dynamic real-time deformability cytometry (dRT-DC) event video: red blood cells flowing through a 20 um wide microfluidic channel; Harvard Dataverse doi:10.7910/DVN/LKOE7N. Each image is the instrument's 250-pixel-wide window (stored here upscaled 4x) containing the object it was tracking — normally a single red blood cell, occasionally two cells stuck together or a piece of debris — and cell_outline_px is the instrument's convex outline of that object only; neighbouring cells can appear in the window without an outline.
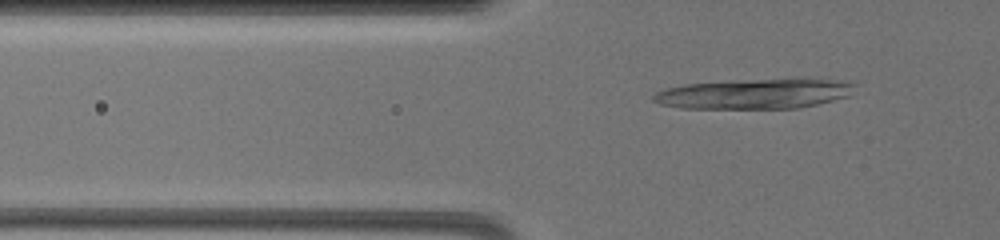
{"species": "common noctule bat (a hibernating species)", "species_latin": "Nyctalus noctula", "temperature_condition": "warm", "stored_images_in_passage": 11, "camera_frame_rate_fps": 3000, "um_per_image_px": 0.085, "animal": {"sex": "female", "body_mass_g": 19.5, "forearm_length_mm": 54.1}, "frame": {"image": 1, "passage_image": 2, "time_ms": 0.333, "image_size_px": [1000, 240], "cell_outline_px": [[856, 84], [848, 96], [816, 104], [796, 108], [680, 108], [660, 104], [652, 100], [652, 96], [656, 92], [664, 88], [684, 84], [732, 80], [812, 76], [836, 80]], "centroid_in_image_um": [64.15, 7.93], "position_along_channel_um": 61.6, "area_um2": 36.13}}